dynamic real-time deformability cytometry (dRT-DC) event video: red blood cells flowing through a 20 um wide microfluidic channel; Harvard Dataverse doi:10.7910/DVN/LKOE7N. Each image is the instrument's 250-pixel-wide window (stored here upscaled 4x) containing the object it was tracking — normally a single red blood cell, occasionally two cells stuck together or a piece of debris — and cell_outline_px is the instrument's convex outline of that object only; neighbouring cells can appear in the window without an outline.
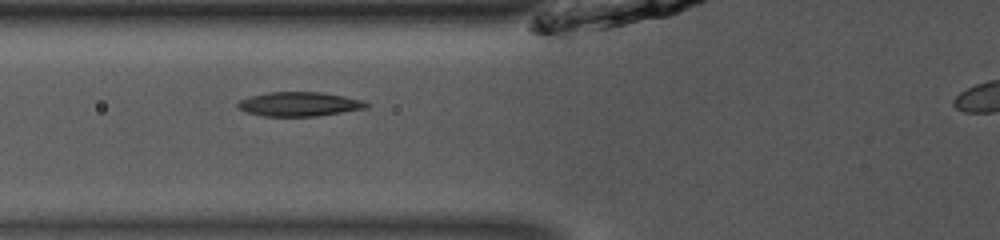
{"species": "common noctule bat (a hibernating species)", "species_latin": "Nyctalus noctula", "temperature_condition": "room temperature", "stored_images_in_passage": 38, "camera_frame_rate_fps": 3000, "um_per_image_px": 0.085, "animal": {"sex": "male", "body_mass_g": 13.0, "forearm_length_mm": 53.1}, "frame": {"image": 1, "passage_image": 10, "time_ms": 3.0, "image_size_px": [1000, 240], "cell_outline_px": [[372, 104], [368, 108], [316, 116], [264, 116], [248, 112], [240, 108], [236, 104], [240, 100], [252, 96], [268, 92], [320, 92], [344, 96], [360, 100]], "centroid_in_image_um": [25.48, 8.85], "position_along_channel_um": 100.3, "area_um2": 17.98}}
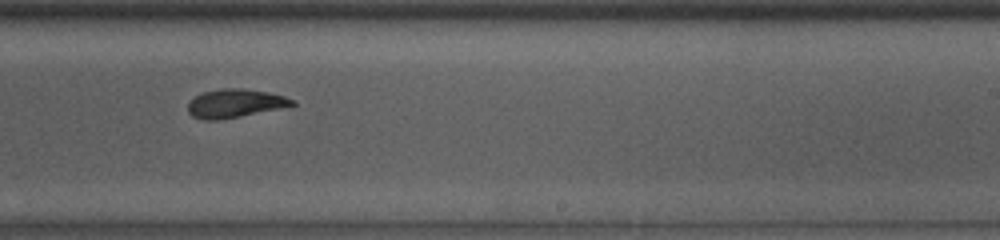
{"frame": {"image": 2, "passage_image": 23, "time_ms": 7.333, "image_size_px": [1000, 240], "cell_outline_px": [[296, 104], [240, 116], [220, 120], [204, 120], [192, 116], [188, 112], [188, 104], [196, 96], [204, 92], [220, 88], [240, 88], [268, 92], [284, 96], [296, 100]], "centroid_in_image_um": [19.95, 8.78], "position_along_channel_um": 269.0, "area_um2": 17.05}}
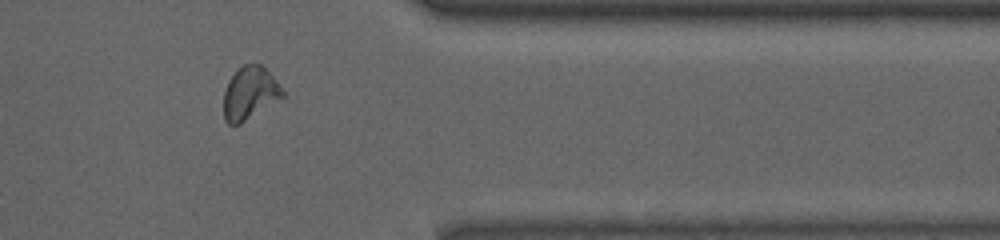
{"frame": {"image": 3, "passage_image": 33, "time_ms": 10.667, "image_size_px": [1000, 240], "cell_outline_px": [[284, 96], [240, 124], [228, 124], [224, 120], [224, 92], [228, 80], [244, 64], [260, 64], [276, 80], [284, 92]], "centroid_in_image_um": [21.21, 7.93], "position_along_channel_um": 390.2, "area_um2": 17.74}}